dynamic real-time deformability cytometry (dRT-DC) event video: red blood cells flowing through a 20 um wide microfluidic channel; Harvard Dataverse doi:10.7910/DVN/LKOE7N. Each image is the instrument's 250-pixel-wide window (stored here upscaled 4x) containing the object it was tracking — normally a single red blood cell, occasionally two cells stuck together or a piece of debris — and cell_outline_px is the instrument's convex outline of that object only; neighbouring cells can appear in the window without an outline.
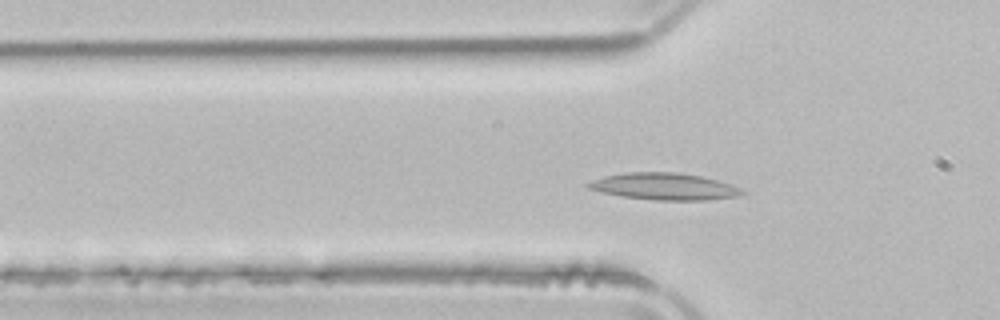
{"species": "common noctule bat (a hibernating species)", "species_latin": "Nyctalus noctula", "temperature_condition": "room temperature", "stored_images_in_passage": 46, "camera_frame_rate_fps": 3000, "um_per_image_px": 0.085, "animal": {"sex": "male", "body_mass_g": 21.5, "forearm_length_mm": 52.0}, "frame": {"image": 1, "passage_image": 10, "time_ms": 3.0, "image_size_px": [1000, 320], "cell_outline_px": [[748, 192], [744, 196], [708, 200], [656, 200], [624, 196], [600, 192], [588, 188], [584, 184], [592, 180], [604, 176], [628, 172], [676, 172], [700, 176], [716, 180], [740, 188]], "centroid_in_image_um": [56.49, 15.85], "position_along_channel_um": 69.3, "area_um2": 24.1}}
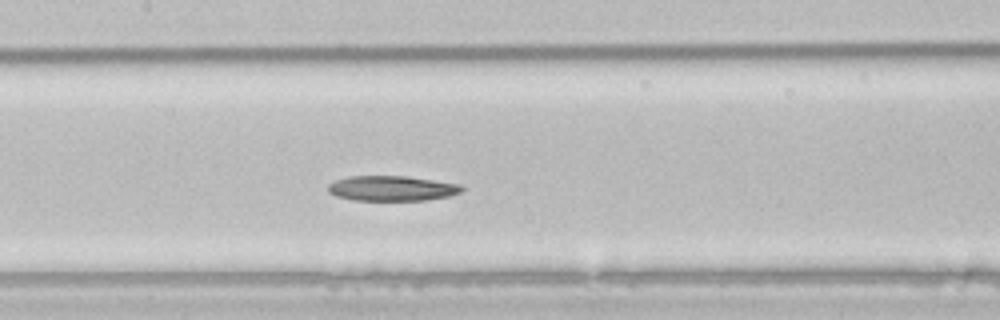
{"frame": {"image": 2, "passage_image": 18, "time_ms": 5.667, "image_size_px": [1000, 320], "cell_outline_px": [[464, 188], [460, 192], [448, 196], [424, 200], [352, 200], [336, 196], [328, 192], [328, 184], [336, 180], [348, 176], [408, 176], [460, 184]], "centroid_in_image_um": [33.28, 16.0], "position_along_channel_um": 174.1, "area_um2": 19.54}}
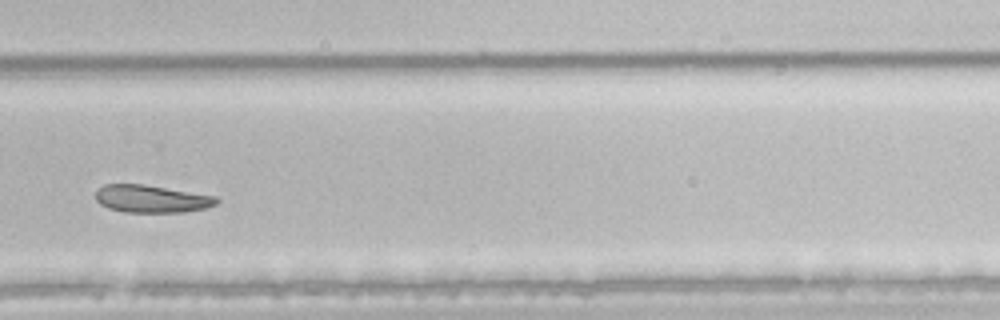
{"frame": {"image": 3, "passage_image": 29, "time_ms": 9.333, "image_size_px": [1000, 320], "cell_outline_px": [[220, 200], [216, 204], [208, 208], [184, 212], [124, 212], [108, 208], [100, 204], [96, 200], [96, 188], [104, 184], [144, 184], [216, 196]], "centroid_in_image_um": [12.88, 16.9], "position_along_channel_um": 316.9, "area_um2": 19.59}, "authors_computed_cell_mechanics": {"area_um2": 21.8484, "velocity_mm_per_s": 3.92, "shape_relaxation_time_tau1_ms": 7.9668, "shape_relaxation_time_tau2_ms": null, "deformation_change_tau1": 0.1438, "deformation_change_tau2": null}}